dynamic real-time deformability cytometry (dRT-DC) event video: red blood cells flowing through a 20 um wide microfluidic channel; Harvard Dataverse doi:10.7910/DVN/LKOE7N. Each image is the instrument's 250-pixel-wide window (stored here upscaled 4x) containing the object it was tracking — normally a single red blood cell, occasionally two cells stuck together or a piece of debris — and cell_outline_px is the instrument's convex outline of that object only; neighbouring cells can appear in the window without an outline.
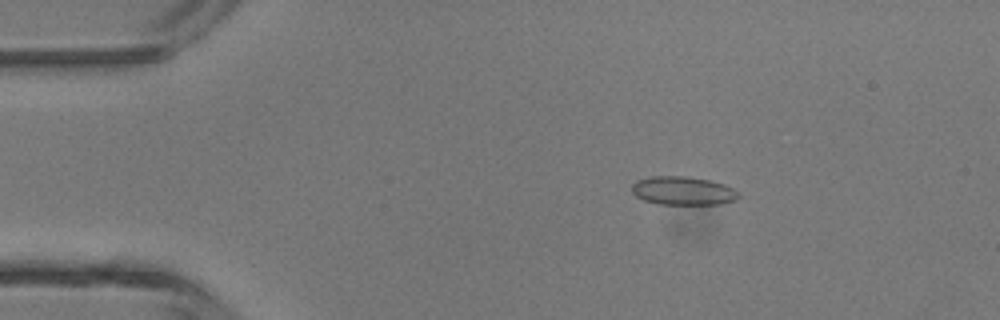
{"species": "common noctule bat (a hibernating species)", "species_latin": "Nyctalus noctula", "temperature_condition": "room temperature", "stored_images_in_passage": 3, "camera_frame_rate_fps": 3000, "um_per_image_px": 0.085, "animal": {"sex": "male", "body_mass_g": 13.3}, "frame": {"image": 1, "passage_image": 2, "time_ms": 1.333, "image_size_px": [1000, 320], "cell_outline_px": [[740, 196], [736, 200], [720, 204], [656, 204], [644, 200], [636, 196], [632, 192], [632, 184], [636, 180], [652, 176], [684, 176], [712, 180], [724, 184], [740, 192]], "centroid_in_image_um": [58.07, 16.21], "position_along_channel_um": 26.9, "area_um2": 17.92}}
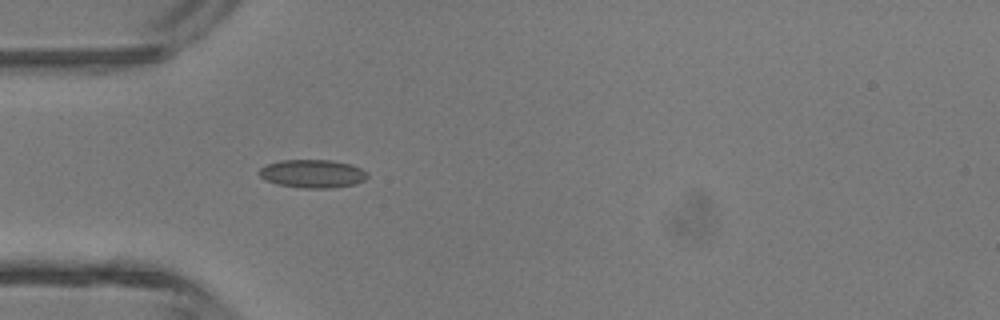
{"frame": {"image": 2, "passage_image": 3, "time_ms": 3.333, "image_size_px": [1000, 320], "cell_outline_px": [[368, 176], [364, 180], [356, 184], [332, 188], [304, 188], [276, 184], [264, 180], [260, 176], [260, 168], [268, 164], [280, 160], [332, 160], [352, 164], [368, 172]], "centroid_in_image_um": [26.59, 14.76], "position_along_channel_um": 58.4, "area_um2": 17.92}}